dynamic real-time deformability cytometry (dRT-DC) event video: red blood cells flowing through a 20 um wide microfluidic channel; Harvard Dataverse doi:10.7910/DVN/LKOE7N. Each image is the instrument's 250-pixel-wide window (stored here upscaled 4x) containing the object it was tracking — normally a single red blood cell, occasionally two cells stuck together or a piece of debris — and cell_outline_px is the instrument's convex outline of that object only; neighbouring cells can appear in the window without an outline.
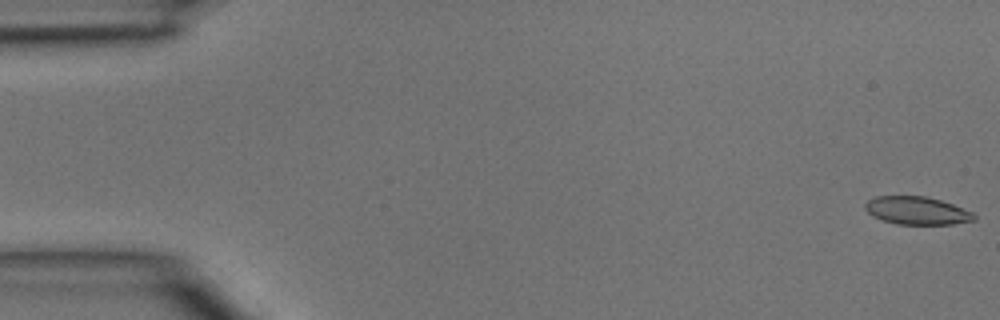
{"species": "common noctule bat (a hibernating species)", "species_latin": "Nyctalus noctula", "temperature_condition": "room temperature", "stored_images_in_passage": 45, "camera_frame_rate_fps": 3000, "um_per_image_px": 0.085, "animal": {"sex": "male", "body_mass_g": 15.6}, "frame": {"image": 1, "passage_image": 1, "time_ms": 0.0, "image_size_px": [1000, 320], "cell_outline_px": [[976, 220], [952, 224], [896, 224], [872, 216], [864, 208], [864, 204], [868, 200], [876, 196], [924, 196], [940, 200], [952, 204], [972, 212], [976, 216]], "centroid_in_image_um": [77.92, 17.9], "position_along_channel_um": 7.1, "area_um2": 17.63}}
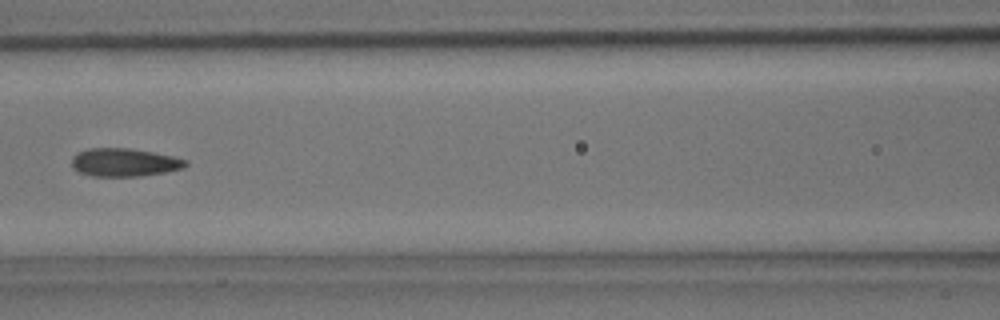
{"frame": {"image": 2, "passage_image": 20, "time_ms": 6.333, "image_size_px": [1000, 320], "cell_outline_px": [[188, 164], [184, 168], [164, 172], [140, 176], [92, 176], [80, 172], [72, 168], [72, 156], [88, 148], [128, 148], [152, 152], [172, 156], [188, 160]], "centroid_in_image_um": [10.57, 13.8], "position_along_channel_um": 156.0, "area_um2": 18.61}}
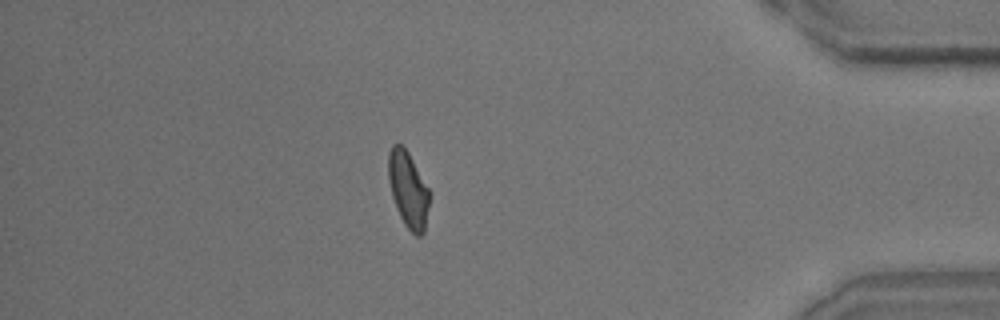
{"frame": {"image": 3, "passage_image": 39, "time_ms": 12.667, "image_size_px": [1000, 320], "cell_outline_px": [[428, 204], [424, 232], [420, 236], [416, 236], [404, 224], [396, 208], [392, 196], [388, 180], [388, 152], [392, 144], [404, 144], [428, 188]], "centroid_in_image_um": [34.66, 16.07], "position_along_channel_um": 400.5, "area_um2": 18.03}}